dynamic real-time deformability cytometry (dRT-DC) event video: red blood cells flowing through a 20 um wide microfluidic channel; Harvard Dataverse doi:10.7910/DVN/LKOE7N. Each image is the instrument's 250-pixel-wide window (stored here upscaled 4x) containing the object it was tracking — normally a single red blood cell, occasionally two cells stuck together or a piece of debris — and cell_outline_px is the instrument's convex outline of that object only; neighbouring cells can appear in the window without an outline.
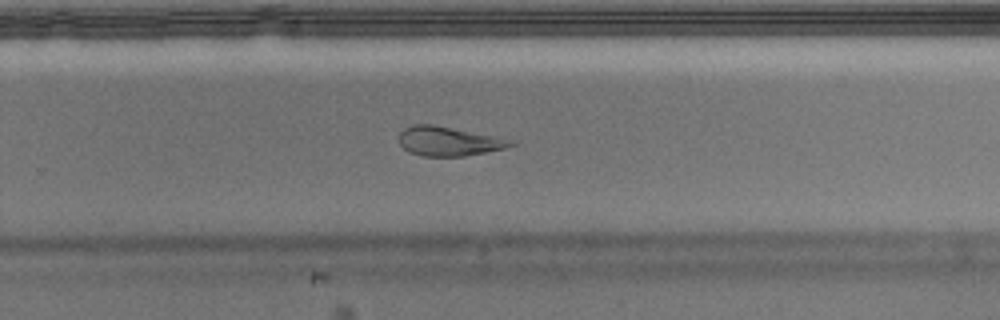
{"species": "Egyptian fruit bat (a non-hibernating species)", "species_latin": "Rousettus aegyptiacus", "temperature_condition": "warm", "stored_images_in_passage": 34, "segment_of_instrument_passage": [1, 2], "camera_frame_rate_fps": 3000, "um_per_image_px": 0.085, "animal": {"sex": "male"}, "frame": {"image": 1, "passage_image": 20, "time_ms": 6.333, "image_size_px": [1000, 320], "cell_outline_px": [[516, 144], [504, 148], [464, 156], [424, 156], [408, 152], [400, 144], [400, 132], [404, 128], [412, 124], [432, 124], [516, 140]], "centroid_in_image_um": [38.13, 12.0], "position_along_channel_um": 291.7, "area_um2": 18.96}}